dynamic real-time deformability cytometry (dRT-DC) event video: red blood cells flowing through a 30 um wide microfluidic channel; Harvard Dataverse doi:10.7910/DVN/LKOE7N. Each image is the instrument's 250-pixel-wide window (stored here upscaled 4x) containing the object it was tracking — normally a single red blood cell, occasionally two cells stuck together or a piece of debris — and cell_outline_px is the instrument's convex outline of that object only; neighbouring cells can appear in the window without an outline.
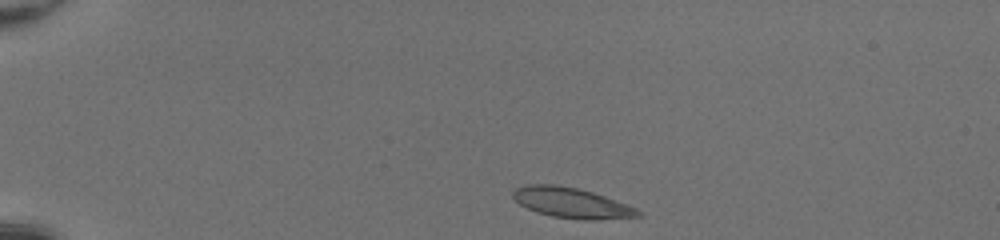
{"species": "common noctule bat (a hibernating species)", "species_latin": "Nyctalus noctula", "temperature_condition": "room temperature", "stored_images_in_passage": 39, "camera_frame_rate_fps": 3000, "um_per_image_px": 0.085, "animal": {"sex": "female", "body_mass_g": 20.0, "forearm_length_mm": 54.0}, "frame": {"image": 1, "passage_image": 1, "time_ms": 0.0, "image_size_px": [1000, 240], "cell_outline_px": [[644, 216], [600, 220], [584, 220], [552, 216], [536, 212], [520, 204], [512, 196], [512, 192], [516, 188], [524, 184], [556, 184], [580, 188], [604, 196], [636, 208], [644, 212]], "centroid_in_image_um": [48.61, 17.24], "position_along_channel_um": 36.4, "area_um2": 22.31}}
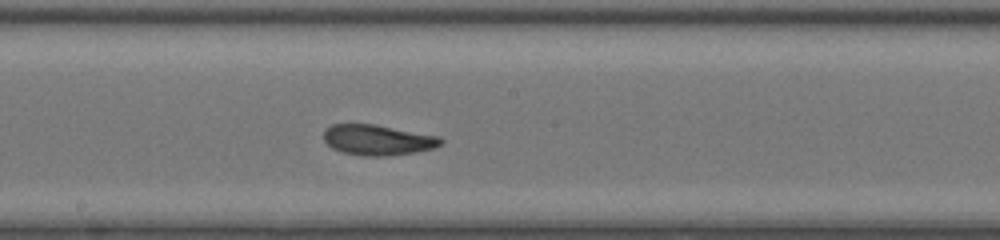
{"frame": {"image": 2, "passage_image": 19, "time_ms": 6.0, "image_size_px": [1000, 240], "cell_outline_px": [[444, 144], [436, 148], [416, 152], [388, 156], [364, 156], [340, 152], [332, 148], [324, 140], [324, 128], [332, 124], [376, 124], [440, 136], [444, 140]], "centroid_in_image_um": [32.14, 11.9], "position_along_channel_um": 216.1, "area_um2": 21.21}}
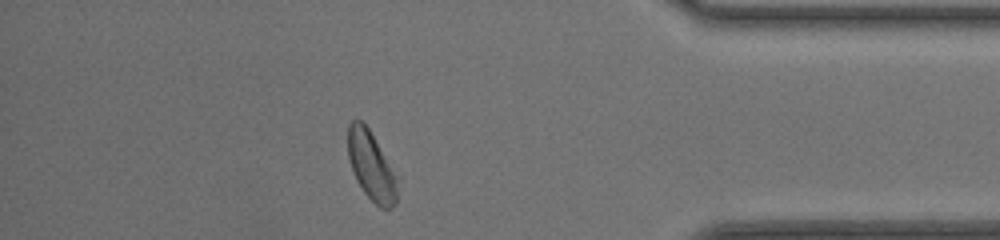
{"frame": {"image": 3, "passage_image": 34, "time_ms": 11.0, "image_size_px": [1000, 240], "cell_outline_px": [[400, 176], [396, 204], [392, 208], [380, 208], [364, 192], [356, 180], [348, 156], [348, 124], [352, 120], [360, 120], [368, 128]], "centroid_in_image_um": [31.62, 14.13], "position_along_channel_um": 403.6, "area_um2": 20.29}, "authors_computed_cell_mechanics": {"area_um2": 21.2126, "velocity_mm_per_s": 4.2566, "shape_relaxation_time_tau1_ms": 3.6204, "shape_relaxation_time_tau2_ms": 1.6539, "deformation_change_tau1": 0.1295, "deformation_change_tau2": 0.074}}